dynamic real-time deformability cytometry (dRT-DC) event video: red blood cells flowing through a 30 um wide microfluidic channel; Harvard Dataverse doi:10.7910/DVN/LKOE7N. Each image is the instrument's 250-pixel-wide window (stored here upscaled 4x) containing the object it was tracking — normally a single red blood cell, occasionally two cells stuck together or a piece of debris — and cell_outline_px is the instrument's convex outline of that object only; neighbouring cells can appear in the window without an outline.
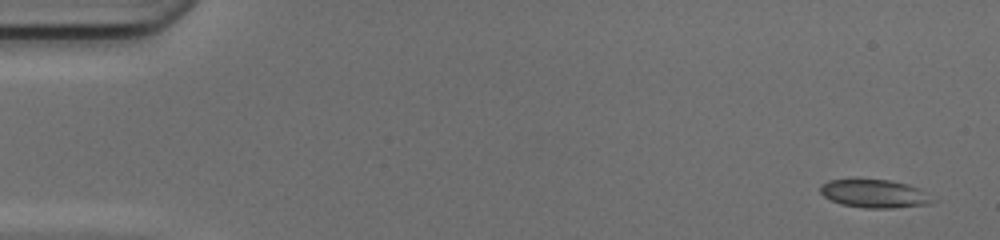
{"species": "common noctule bat (a hibernating species)", "species_latin": "Nyctalus noctula", "temperature_condition": "cold", "stored_images_in_passage": 48, "camera_frame_rate_fps": 3000, "um_per_image_px": 0.085, "animal": {"sex": "female", "body_mass_g": 17.0, "forearm_length_mm": 48.0}, "frame": {"image": 1, "passage_image": 1, "time_ms": 0.0, "image_size_px": [1000, 240], "cell_outline_px": [[940, 200], [932, 204], [892, 208], [864, 208], [840, 204], [824, 196], [820, 192], [820, 184], [828, 180], [888, 180], [908, 184], [920, 188]], "centroid_in_image_um": [74.42, 16.48], "position_along_channel_um": 10.6, "area_um2": 18.73}}
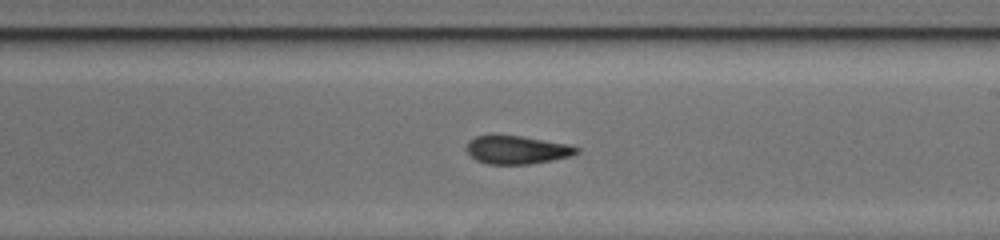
{"frame": {"image": 2, "passage_image": 28, "time_ms": 9.0, "image_size_px": [1000, 240], "cell_outline_px": [[580, 152], [568, 156], [552, 160], [528, 164], [484, 164], [476, 160], [464, 148], [468, 140], [476, 136], [520, 136], [568, 144], [580, 148]], "centroid_in_image_um": [43.91, 12.74], "position_along_channel_um": 245.1, "area_um2": 17.98}}
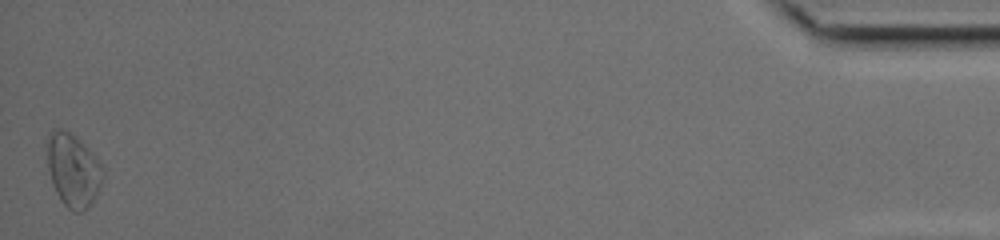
{"frame": {"image": 3, "passage_image": 48, "time_ms": 15.667, "image_size_px": [1000, 240], "cell_outline_px": [[104, 176], [88, 208], [80, 212], [72, 212], [60, 200], [52, 184], [48, 168], [44, 148], [48, 136], [52, 128], [60, 128], [76, 136], [92, 152], [104, 168]], "centroid_in_image_um": [6.17, 14.42], "position_along_channel_um": 429.0, "area_um2": 24.1}, "authors_computed_cell_mechanics": {"area_um2": 18.9584, "velocity_mm_per_s": 4.203, "shape_relaxation_time_tau1_ms": 5.6498, "shape_relaxation_time_tau2_ms": 2.2952, "deformation_change_tau1": 0.1631, "deformation_change_tau2": 0.0932}}